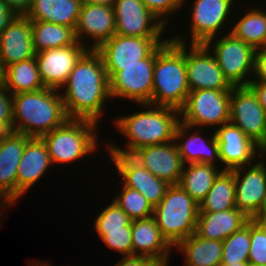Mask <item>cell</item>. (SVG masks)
Returning a JSON list of instances; mask_svg holds the SVG:
<instances>
[{
  "label": "cell",
  "instance_id": "1",
  "mask_svg": "<svg viewBox=\"0 0 266 266\" xmlns=\"http://www.w3.org/2000/svg\"><path fill=\"white\" fill-rule=\"evenodd\" d=\"M61 94L69 119H88L95 122L104 113L106 100H111L109 78L101 55L87 50L76 62L62 87Z\"/></svg>",
  "mask_w": 266,
  "mask_h": 266
},
{
  "label": "cell",
  "instance_id": "2",
  "mask_svg": "<svg viewBox=\"0 0 266 266\" xmlns=\"http://www.w3.org/2000/svg\"><path fill=\"white\" fill-rule=\"evenodd\" d=\"M141 106L146 110L114 120V125L128 141L125 149L113 143L106 145L109 154L132 155L142 147L174 141L175 131L181 120L179 110L151 104Z\"/></svg>",
  "mask_w": 266,
  "mask_h": 266
},
{
  "label": "cell",
  "instance_id": "3",
  "mask_svg": "<svg viewBox=\"0 0 266 266\" xmlns=\"http://www.w3.org/2000/svg\"><path fill=\"white\" fill-rule=\"evenodd\" d=\"M186 39L179 34L155 49L150 104L180 110L190 92L186 70Z\"/></svg>",
  "mask_w": 266,
  "mask_h": 266
},
{
  "label": "cell",
  "instance_id": "4",
  "mask_svg": "<svg viewBox=\"0 0 266 266\" xmlns=\"http://www.w3.org/2000/svg\"><path fill=\"white\" fill-rule=\"evenodd\" d=\"M12 131L41 138L62 126L69 118L58 90L43 88L12 95ZM18 120V122H17Z\"/></svg>",
  "mask_w": 266,
  "mask_h": 266
},
{
  "label": "cell",
  "instance_id": "5",
  "mask_svg": "<svg viewBox=\"0 0 266 266\" xmlns=\"http://www.w3.org/2000/svg\"><path fill=\"white\" fill-rule=\"evenodd\" d=\"M199 204L178 184L170 185L154 207L153 218L163 237L176 247L196 231Z\"/></svg>",
  "mask_w": 266,
  "mask_h": 266
},
{
  "label": "cell",
  "instance_id": "6",
  "mask_svg": "<svg viewBox=\"0 0 266 266\" xmlns=\"http://www.w3.org/2000/svg\"><path fill=\"white\" fill-rule=\"evenodd\" d=\"M98 123L88 119H68L41 138L45 142L52 164L71 163L95 152L98 147Z\"/></svg>",
  "mask_w": 266,
  "mask_h": 266
},
{
  "label": "cell",
  "instance_id": "7",
  "mask_svg": "<svg viewBox=\"0 0 266 266\" xmlns=\"http://www.w3.org/2000/svg\"><path fill=\"white\" fill-rule=\"evenodd\" d=\"M155 50L141 63L129 66H104L109 78L112 98H125L131 102L150 104L153 92Z\"/></svg>",
  "mask_w": 266,
  "mask_h": 266
},
{
  "label": "cell",
  "instance_id": "8",
  "mask_svg": "<svg viewBox=\"0 0 266 266\" xmlns=\"http://www.w3.org/2000/svg\"><path fill=\"white\" fill-rule=\"evenodd\" d=\"M214 41L204 45L214 55L224 77L233 87L248 86L253 79L250 75L254 73L255 49L230 32Z\"/></svg>",
  "mask_w": 266,
  "mask_h": 266
},
{
  "label": "cell",
  "instance_id": "9",
  "mask_svg": "<svg viewBox=\"0 0 266 266\" xmlns=\"http://www.w3.org/2000/svg\"><path fill=\"white\" fill-rule=\"evenodd\" d=\"M231 90L200 89L190 91L179 110L180 122L198 128L218 126L230 122Z\"/></svg>",
  "mask_w": 266,
  "mask_h": 266
},
{
  "label": "cell",
  "instance_id": "10",
  "mask_svg": "<svg viewBox=\"0 0 266 266\" xmlns=\"http://www.w3.org/2000/svg\"><path fill=\"white\" fill-rule=\"evenodd\" d=\"M229 111L230 123L266 151V112L249 86L233 87Z\"/></svg>",
  "mask_w": 266,
  "mask_h": 266
},
{
  "label": "cell",
  "instance_id": "11",
  "mask_svg": "<svg viewBox=\"0 0 266 266\" xmlns=\"http://www.w3.org/2000/svg\"><path fill=\"white\" fill-rule=\"evenodd\" d=\"M261 158L259 162L257 160L248 165V168L246 165L232 170L236 208L250 219H256L266 205V151Z\"/></svg>",
  "mask_w": 266,
  "mask_h": 266
},
{
  "label": "cell",
  "instance_id": "12",
  "mask_svg": "<svg viewBox=\"0 0 266 266\" xmlns=\"http://www.w3.org/2000/svg\"><path fill=\"white\" fill-rule=\"evenodd\" d=\"M113 10L117 35L161 37L166 30V25L141 0H116Z\"/></svg>",
  "mask_w": 266,
  "mask_h": 266
},
{
  "label": "cell",
  "instance_id": "13",
  "mask_svg": "<svg viewBox=\"0 0 266 266\" xmlns=\"http://www.w3.org/2000/svg\"><path fill=\"white\" fill-rule=\"evenodd\" d=\"M191 47V48H190ZM186 45L187 83L190 91L232 90L214 55L204 44Z\"/></svg>",
  "mask_w": 266,
  "mask_h": 266
},
{
  "label": "cell",
  "instance_id": "14",
  "mask_svg": "<svg viewBox=\"0 0 266 266\" xmlns=\"http://www.w3.org/2000/svg\"><path fill=\"white\" fill-rule=\"evenodd\" d=\"M215 130L213 131L218 142L219 159L223 164V170L248 166L256 162L258 157L261 159L264 150L248 138L240 128L229 122L218 129L216 127Z\"/></svg>",
  "mask_w": 266,
  "mask_h": 266
},
{
  "label": "cell",
  "instance_id": "15",
  "mask_svg": "<svg viewBox=\"0 0 266 266\" xmlns=\"http://www.w3.org/2000/svg\"><path fill=\"white\" fill-rule=\"evenodd\" d=\"M170 38L133 37L114 34L96 51L101 55L104 66H129L141 63L160 44Z\"/></svg>",
  "mask_w": 266,
  "mask_h": 266
},
{
  "label": "cell",
  "instance_id": "16",
  "mask_svg": "<svg viewBox=\"0 0 266 266\" xmlns=\"http://www.w3.org/2000/svg\"><path fill=\"white\" fill-rule=\"evenodd\" d=\"M87 50L86 45L76 41L70 46L36 53V63L44 86L61 90L76 62Z\"/></svg>",
  "mask_w": 266,
  "mask_h": 266
},
{
  "label": "cell",
  "instance_id": "17",
  "mask_svg": "<svg viewBox=\"0 0 266 266\" xmlns=\"http://www.w3.org/2000/svg\"><path fill=\"white\" fill-rule=\"evenodd\" d=\"M233 2L235 0H194L191 8L190 44L213 41L223 25H227L225 22L229 20L235 5Z\"/></svg>",
  "mask_w": 266,
  "mask_h": 266
},
{
  "label": "cell",
  "instance_id": "18",
  "mask_svg": "<svg viewBox=\"0 0 266 266\" xmlns=\"http://www.w3.org/2000/svg\"><path fill=\"white\" fill-rule=\"evenodd\" d=\"M110 156L118 174L123 178L122 184L139 191L153 207H156L170 185L154 176L131 155L110 154Z\"/></svg>",
  "mask_w": 266,
  "mask_h": 266
},
{
  "label": "cell",
  "instance_id": "19",
  "mask_svg": "<svg viewBox=\"0 0 266 266\" xmlns=\"http://www.w3.org/2000/svg\"><path fill=\"white\" fill-rule=\"evenodd\" d=\"M30 138L15 131L0 134V199L9 206L17 202L18 165Z\"/></svg>",
  "mask_w": 266,
  "mask_h": 266
},
{
  "label": "cell",
  "instance_id": "20",
  "mask_svg": "<svg viewBox=\"0 0 266 266\" xmlns=\"http://www.w3.org/2000/svg\"><path fill=\"white\" fill-rule=\"evenodd\" d=\"M131 156L154 176L169 185L179 183L185 164L175 141L142 147Z\"/></svg>",
  "mask_w": 266,
  "mask_h": 266
},
{
  "label": "cell",
  "instance_id": "21",
  "mask_svg": "<svg viewBox=\"0 0 266 266\" xmlns=\"http://www.w3.org/2000/svg\"><path fill=\"white\" fill-rule=\"evenodd\" d=\"M116 34L115 14L113 7L83 3L79 19L75 29L76 40L85 45L82 41L83 35L93 39V44L88 50H97L103 43Z\"/></svg>",
  "mask_w": 266,
  "mask_h": 266
},
{
  "label": "cell",
  "instance_id": "22",
  "mask_svg": "<svg viewBox=\"0 0 266 266\" xmlns=\"http://www.w3.org/2000/svg\"><path fill=\"white\" fill-rule=\"evenodd\" d=\"M32 39V22L17 16L0 34V62L7 66L35 57Z\"/></svg>",
  "mask_w": 266,
  "mask_h": 266
},
{
  "label": "cell",
  "instance_id": "23",
  "mask_svg": "<svg viewBox=\"0 0 266 266\" xmlns=\"http://www.w3.org/2000/svg\"><path fill=\"white\" fill-rule=\"evenodd\" d=\"M133 256L150 257L168 266L171 248L153 217L131 221Z\"/></svg>",
  "mask_w": 266,
  "mask_h": 266
},
{
  "label": "cell",
  "instance_id": "24",
  "mask_svg": "<svg viewBox=\"0 0 266 266\" xmlns=\"http://www.w3.org/2000/svg\"><path fill=\"white\" fill-rule=\"evenodd\" d=\"M194 131L190 133L191 130ZM200 127L186 125L180 122L175 131L174 141L177 146L178 152L182 157L184 164L186 163H206L217 165L220 164L218 142L215 133L211 135V139L201 137ZM189 131V132H188ZM188 133V135H187ZM188 136V137H187ZM179 140H183L180 143Z\"/></svg>",
  "mask_w": 266,
  "mask_h": 266
},
{
  "label": "cell",
  "instance_id": "25",
  "mask_svg": "<svg viewBox=\"0 0 266 266\" xmlns=\"http://www.w3.org/2000/svg\"><path fill=\"white\" fill-rule=\"evenodd\" d=\"M52 165L42 138L31 137L26 145L17 171V199L32 187Z\"/></svg>",
  "mask_w": 266,
  "mask_h": 266
},
{
  "label": "cell",
  "instance_id": "26",
  "mask_svg": "<svg viewBox=\"0 0 266 266\" xmlns=\"http://www.w3.org/2000/svg\"><path fill=\"white\" fill-rule=\"evenodd\" d=\"M250 220L237 208L219 212H198L195 233L203 238L224 241Z\"/></svg>",
  "mask_w": 266,
  "mask_h": 266
},
{
  "label": "cell",
  "instance_id": "27",
  "mask_svg": "<svg viewBox=\"0 0 266 266\" xmlns=\"http://www.w3.org/2000/svg\"><path fill=\"white\" fill-rule=\"evenodd\" d=\"M82 0H33L25 15L31 21H44L76 29Z\"/></svg>",
  "mask_w": 266,
  "mask_h": 266
},
{
  "label": "cell",
  "instance_id": "28",
  "mask_svg": "<svg viewBox=\"0 0 266 266\" xmlns=\"http://www.w3.org/2000/svg\"><path fill=\"white\" fill-rule=\"evenodd\" d=\"M175 248L184 253L186 266H221L223 241L206 239L193 233Z\"/></svg>",
  "mask_w": 266,
  "mask_h": 266
},
{
  "label": "cell",
  "instance_id": "29",
  "mask_svg": "<svg viewBox=\"0 0 266 266\" xmlns=\"http://www.w3.org/2000/svg\"><path fill=\"white\" fill-rule=\"evenodd\" d=\"M3 86L12 95L45 88L40 78L36 58L32 57L7 66L4 69Z\"/></svg>",
  "mask_w": 266,
  "mask_h": 266
},
{
  "label": "cell",
  "instance_id": "30",
  "mask_svg": "<svg viewBox=\"0 0 266 266\" xmlns=\"http://www.w3.org/2000/svg\"><path fill=\"white\" fill-rule=\"evenodd\" d=\"M187 165H184L178 185L200 204L222 169L219 170L216 165L206 163Z\"/></svg>",
  "mask_w": 266,
  "mask_h": 266
},
{
  "label": "cell",
  "instance_id": "31",
  "mask_svg": "<svg viewBox=\"0 0 266 266\" xmlns=\"http://www.w3.org/2000/svg\"><path fill=\"white\" fill-rule=\"evenodd\" d=\"M31 22L35 53L70 46L77 41L75 30L71 27L44 21Z\"/></svg>",
  "mask_w": 266,
  "mask_h": 266
},
{
  "label": "cell",
  "instance_id": "32",
  "mask_svg": "<svg viewBox=\"0 0 266 266\" xmlns=\"http://www.w3.org/2000/svg\"><path fill=\"white\" fill-rule=\"evenodd\" d=\"M236 208L235 180L232 170H222L199 204V212H219Z\"/></svg>",
  "mask_w": 266,
  "mask_h": 266
},
{
  "label": "cell",
  "instance_id": "33",
  "mask_svg": "<svg viewBox=\"0 0 266 266\" xmlns=\"http://www.w3.org/2000/svg\"><path fill=\"white\" fill-rule=\"evenodd\" d=\"M258 8V9H256ZM247 11L231 28L235 37L240 38L255 50L266 46V14L260 6Z\"/></svg>",
  "mask_w": 266,
  "mask_h": 266
},
{
  "label": "cell",
  "instance_id": "34",
  "mask_svg": "<svg viewBox=\"0 0 266 266\" xmlns=\"http://www.w3.org/2000/svg\"><path fill=\"white\" fill-rule=\"evenodd\" d=\"M250 220L240 230L232 233L223 241L221 265L249 262Z\"/></svg>",
  "mask_w": 266,
  "mask_h": 266
},
{
  "label": "cell",
  "instance_id": "35",
  "mask_svg": "<svg viewBox=\"0 0 266 266\" xmlns=\"http://www.w3.org/2000/svg\"><path fill=\"white\" fill-rule=\"evenodd\" d=\"M121 192L113 200L131 220L153 217L154 207L139 192L123 185Z\"/></svg>",
  "mask_w": 266,
  "mask_h": 266
},
{
  "label": "cell",
  "instance_id": "36",
  "mask_svg": "<svg viewBox=\"0 0 266 266\" xmlns=\"http://www.w3.org/2000/svg\"><path fill=\"white\" fill-rule=\"evenodd\" d=\"M129 216L112 201L95 219L94 227L102 239L106 232L125 231V226H131Z\"/></svg>",
  "mask_w": 266,
  "mask_h": 266
},
{
  "label": "cell",
  "instance_id": "37",
  "mask_svg": "<svg viewBox=\"0 0 266 266\" xmlns=\"http://www.w3.org/2000/svg\"><path fill=\"white\" fill-rule=\"evenodd\" d=\"M249 263L266 265V225L257 219H250Z\"/></svg>",
  "mask_w": 266,
  "mask_h": 266
},
{
  "label": "cell",
  "instance_id": "38",
  "mask_svg": "<svg viewBox=\"0 0 266 266\" xmlns=\"http://www.w3.org/2000/svg\"><path fill=\"white\" fill-rule=\"evenodd\" d=\"M101 240L108 248L120 252L123 257L133 256L131 226H125V231L106 232Z\"/></svg>",
  "mask_w": 266,
  "mask_h": 266
},
{
  "label": "cell",
  "instance_id": "39",
  "mask_svg": "<svg viewBox=\"0 0 266 266\" xmlns=\"http://www.w3.org/2000/svg\"><path fill=\"white\" fill-rule=\"evenodd\" d=\"M145 6L168 27V18L165 15L171 13L177 14L176 11L182 8L184 0H141ZM176 12V13H175ZM166 17V18H165Z\"/></svg>",
  "mask_w": 266,
  "mask_h": 266
},
{
  "label": "cell",
  "instance_id": "40",
  "mask_svg": "<svg viewBox=\"0 0 266 266\" xmlns=\"http://www.w3.org/2000/svg\"><path fill=\"white\" fill-rule=\"evenodd\" d=\"M12 123V94L3 85H0V134L12 131Z\"/></svg>",
  "mask_w": 266,
  "mask_h": 266
},
{
  "label": "cell",
  "instance_id": "41",
  "mask_svg": "<svg viewBox=\"0 0 266 266\" xmlns=\"http://www.w3.org/2000/svg\"><path fill=\"white\" fill-rule=\"evenodd\" d=\"M252 76L255 78L251 82H266V46L255 50L254 73Z\"/></svg>",
  "mask_w": 266,
  "mask_h": 266
},
{
  "label": "cell",
  "instance_id": "42",
  "mask_svg": "<svg viewBox=\"0 0 266 266\" xmlns=\"http://www.w3.org/2000/svg\"><path fill=\"white\" fill-rule=\"evenodd\" d=\"M114 266H163L158 260L150 257L125 256Z\"/></svg>",
  "mask_w": 266,
  "mask_h": 266
},
{
  "label": "cell",
  "instance_id": "43",
  "mask_svg": "<svg viewBox=\"0 0 266 266\" xmlns=\"http://www.w3.org/2000/svg\"><path fill=\"white\" fill-rule=\"evenodd\" d=\"M16 17L17 15L10 7L3 0H0V34Z\"/></svg>",
  "mask_w": 266,
  "mask_h": 266
},
{
  "label": "cell",
  "instance_id": "44",
  "mask_svg": "<svg viewBox=\"0 0 266 266\" xmlns=\"http://www.w3.org/2000/svg\"><path fill=\"white\" fill-rule=\"evenodd\" d=\"M17 16H25L33 0H3Z\"/></svg>",
  "mask_w": 266,
  "mask_h": 266
},
{
  "label": "cell",
  "instance_id": "45",
  "mask_svg": "<svg viewBox=\"0 0 266 266\" xmlns=\"http://www.w3.org/2000/svg\"><path fill=\"white\" fill-rule=\"evenodd\" d=\"M257 95L259 103L266 112V82H250L248 85Z\"/></svg>",
  "mask_w": 266,
  "mask_h": 266
},
{
  "label": "cell",
  "instance_id": "46",
  "mask_svg": "<svg viewBox=\"0 0 266 266\" xmlns=\"http://www.w3.org/2000/svg\"><path fill=\"white\" fill-rule=\"evenodd\" d=\"M83 3L98 4L113 7L116 0H82Z\"/></svg>",
  "mask_w": 266,
  "mask_h": 266
},
{
  "label": "cell",
  "instance_id": "47",
  "mask_svg": "<svg viewBox=\"0 0 266 266\" xmlns=\"http://www.w3.org/2000/svg\"><path fill=\"white\" fill-rule=\"evenodd\" d=\"M260 223L266 225V205L260 215L256 218Z\"/></svg>",
  "mask_w": 266,
  "mask_h": 266
},
{
  "label": "cell",
  "instance_id": "48",
  "mask_svg": "<svg viewBox=\"0 0 266 266\" xmlns=\"http://www.w3.org/2000/svg\"><path fill=\"white\" fill-rule=\"evenodd\" d=\"M29 266H51V265H49L46 262L44 263V262H35V261H33V263H31Z\"/></svg>",
  "mask_w": 266,
  "mask_h": 266
},
{
  "label": "cell",
  "instance_id": "49",
  "mask_svg": "<svg viewBox=\"0 0 266 266\" xmlns=\"http://www.w3.org/2000/svg\"><path fill=\"white\" fill-rule=\"evenodd\" d=\"M4 69L0 62V85H3Z\"/></svg>",
  "mask_w": 266,
  "mask_h": 266
},
{
  "label": "cell",
  "instance_id": "50",
  "mask_svg": "<svg viewBox=\"0 0 266 266\" xmlns=\"http://www.w3.org/2000/svg\"><path fill=\"white\" fill-rule=\"evenodd\" d=\"M221 266H250V263L249 262H243V263L221 265Z\"/></svg>",
  "mask_w": 266,
  "mask_h": 266
},
{
  "label": "cell",
  "instance_id": "51",
  "mask_svg": "<svg viewBox=\"0 0 266 266\" xmlns=\"http://www.w3.org/2000/svg\"><path fill=\"white\" fill-rule=\"evenodd\" d=\"M0 201H1V203H0L1 205L0 206H2V204H3L4 208H5V206L9 207V205L4 200L0 199ZM2 216H4V215L2 214V212H0V217H2Z\"/></svg>",
  "mask_w": 266,
  "mask_h": 266
},
{
  "label": "cell",
  "instance_id": "52",
  "mask_svg": "<svg viewBox=\"0 0 266 266\" xmlns=\"http://www.w3.org/2000/svg\"><path fill=\"white\" fill-rule=\"evenodd\" d=\"M250 266H266V265L250 264Z\"/></svg>",
  "mask_w": 266,
  "mask_h": 266
}]
</instances>
